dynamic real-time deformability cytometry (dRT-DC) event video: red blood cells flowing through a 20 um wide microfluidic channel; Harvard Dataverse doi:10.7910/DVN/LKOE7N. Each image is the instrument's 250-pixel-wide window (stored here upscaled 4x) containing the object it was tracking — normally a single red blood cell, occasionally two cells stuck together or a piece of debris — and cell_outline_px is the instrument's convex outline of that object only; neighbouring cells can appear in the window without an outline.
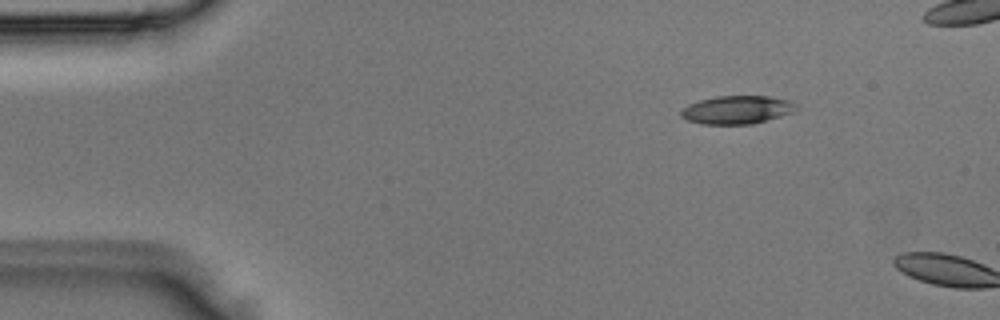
{"species": "Egyptian fruit bat (a non-hibernating species)", "species_latin": "Rousettus aegyptiacus", "temperature_condition": "room temperature", "stored_images_in_passage": 2, "camera_frame_rate_fps": 3000, "um_per_image_px": 0.085, "animal": {"sex": "male"}, "frame": {"image": 1, "passage_image": 1, "time_ms": 0.0, "image_size_px": [1000, 320], "cell_outline_px": [[796, 108], [792, 112], [780, 116], [752, 124], [704, 124], [688, 120], [680, 116], [680, 112], [688, 104], [700, 100], [716, 96], [768, 96], [788, 100], [796, 104]], "centroid_in_image_um": [62.62, 9.33], "position_along_channel_um": 22.4, "area_um2": 18.73}}